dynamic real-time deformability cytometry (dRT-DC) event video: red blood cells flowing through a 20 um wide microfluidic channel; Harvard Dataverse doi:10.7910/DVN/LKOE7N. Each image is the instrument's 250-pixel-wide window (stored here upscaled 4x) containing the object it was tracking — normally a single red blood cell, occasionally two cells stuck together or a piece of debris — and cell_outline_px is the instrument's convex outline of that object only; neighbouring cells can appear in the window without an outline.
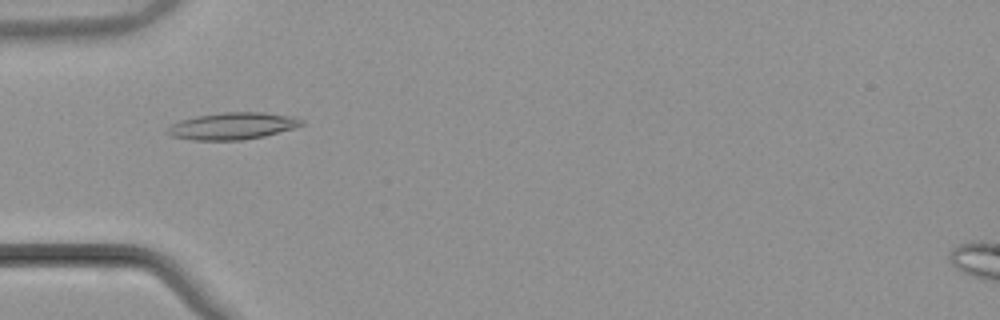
{"species": "common noctule bat (a hibernating species)", "species_latin": "Nyctalus noctula", "temperature_condition": "warm", "stored_images_in_passage": 54, "camera_frame_rate_fps": 3000, "um_per_image_px": 0.085, "animal": {"sex": "male", "body_mass_g": 21.5, "forearm_length_mm": 52.0}, "frame": {"image": 1, "passage_image": 18, "time_ms": 5.667, "image_size_px": [1000, 320], "cell_outline_px": [[304, 124], [292, 128], [264, 136], [244, 140], [192, 140], [172, 136], [168, 132], [168, 124], [180, 120], [196, 116], [220, 112], [264, 112], [292, 116], [304, 120]], "centroid_in_image_um": [19.75, 10.7], "position_along_channel_um": 65.3, "area_um2": 21.1}}
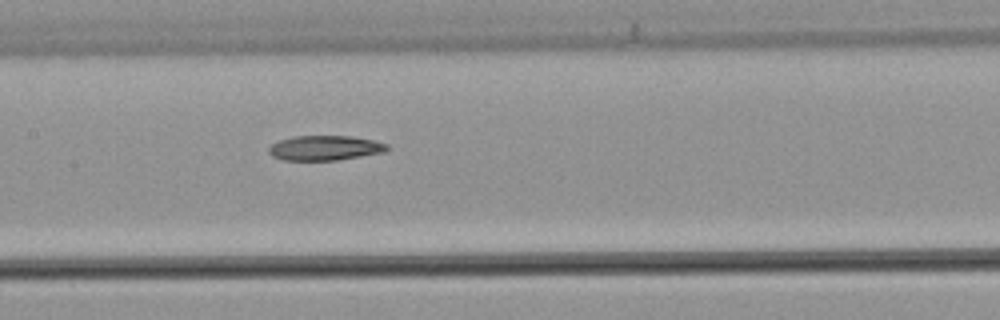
{"frame": {"image": 2, "passage_image": 27, "time_ms": 8.667, "image_size_px": [1000, 320], "cell_outline_px": [[388, 148], [384, 152], [336, 160], [284, 160], [272, 156], [268, 152], [268, 148], [272, 144], [280, 140], [292, 136], [352, 136], [372, 140], [388, 144]], "centroid_in_image_um": [27.59, 12.57], "position_along_channel_um": 179.8, "area_um2": 16.99}}
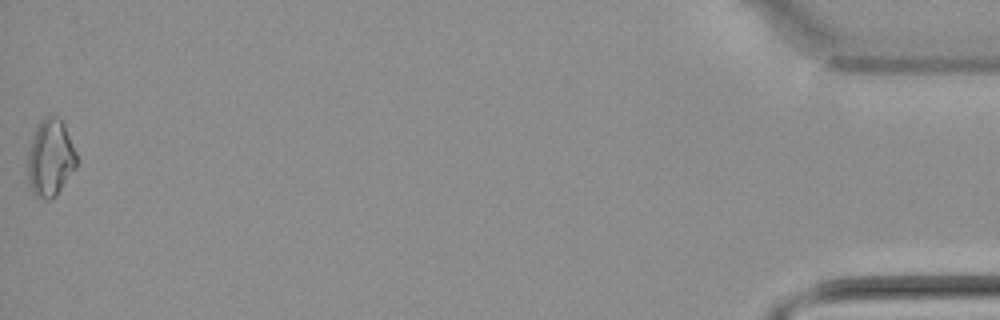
{"frame": {"image": 3, "passage_image": 54, "time_ms": 17.667, "image_size_px": [1000, 320], "cell_outline_px": [[76, 168], [56, 196], [52, 200], [48, 200], [36, 196], [32, 192], [28, 180], [28, 152], [36, 128], [40, 120], [48, 116], [56, 116], [64, 124], [76, 152]], "centroid_in_image_um": [4.28, 13.46], "position_along_channel_um": 430.9, "area_um2": 21.85}}